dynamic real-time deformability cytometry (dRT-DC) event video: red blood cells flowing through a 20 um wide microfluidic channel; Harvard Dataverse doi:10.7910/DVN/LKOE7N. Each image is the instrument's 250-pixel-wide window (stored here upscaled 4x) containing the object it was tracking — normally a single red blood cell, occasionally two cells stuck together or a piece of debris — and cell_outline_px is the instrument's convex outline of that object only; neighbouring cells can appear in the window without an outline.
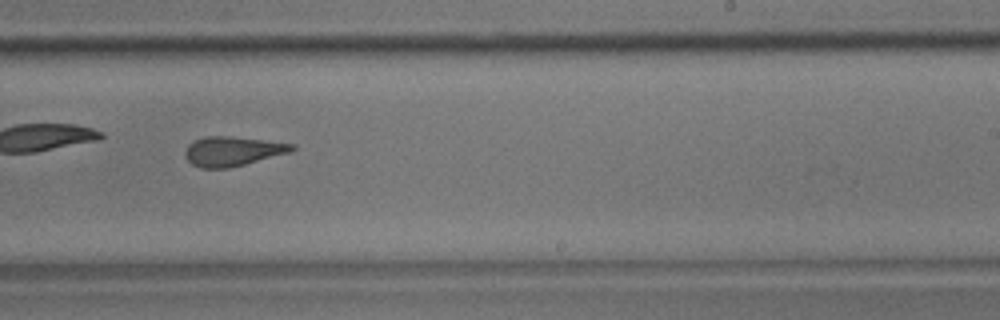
{"species": "common noctule bat (a hibernating species)", "species_latin": "Nyctalus noctula", "temperature_condition": "room temperature", "stored_images_in_passage": 32, "camera_frame_rate_fps": 3000, "um_per_image_px": 0.085, "animal": {"sex": "male", "body_mass_g": 17.9}, "frame": {"image": 1, "passage_image": 18, "time_ms": 5.667, "image_size_px": [1000, 320], "cell_outline_px": [[296, 148], [292, 152], [228, 168], [200, 168], [192, 164], [184, 156], [184, 152], [188, 144], [204, 136], [228, 136], [264, 140], [296, 144]], "centroid_in_image_um": [19.77, 12.85], "position_along_channel_um": 269.2, "area_um2": 18.38}}